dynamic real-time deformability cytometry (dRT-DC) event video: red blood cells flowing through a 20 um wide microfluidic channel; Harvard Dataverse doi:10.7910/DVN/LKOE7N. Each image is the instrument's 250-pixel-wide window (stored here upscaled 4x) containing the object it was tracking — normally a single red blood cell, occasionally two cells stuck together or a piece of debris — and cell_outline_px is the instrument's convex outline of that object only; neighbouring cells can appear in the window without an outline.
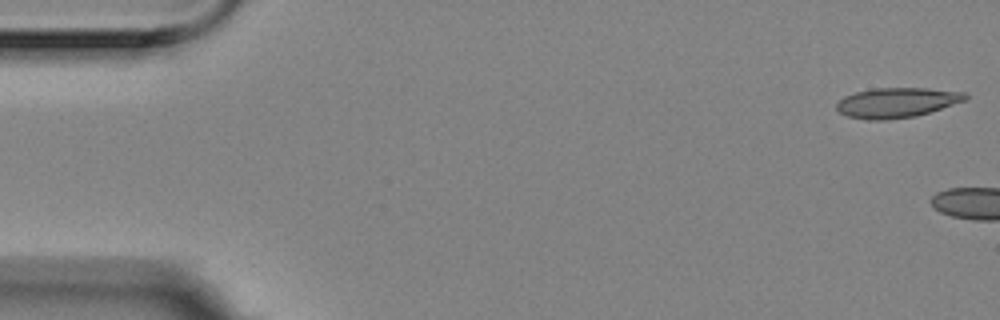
{"species": "Egyptian fruit bat (a non-hibernating species)", "species_latin": "Rousettus aegyptiacus", "temperature_condition": "room temperature", "stored_images_in_passage": 2, "camera_frame_rate_fps": 3000, "um_per_image_px": 0.085, "animal": {"sex": "female"}, "frame": {"image": 1, "passage_image": 2, "time_ms": 0.333, "image_size_px": [1000, 320], "cell_outline_px": [[968, 96], [964, 100], [916, 116], [888, 120], [868, 120], [848, 116], [840, 112], [836, 108], [836, 104], [844, 96], [856, 92], [876, 88], [928, 88], [964, 92]], "centroid_in_image_um": [76.19, 8.72], "position_along_channel_um": 8.8, "area_um2": 22.2}}